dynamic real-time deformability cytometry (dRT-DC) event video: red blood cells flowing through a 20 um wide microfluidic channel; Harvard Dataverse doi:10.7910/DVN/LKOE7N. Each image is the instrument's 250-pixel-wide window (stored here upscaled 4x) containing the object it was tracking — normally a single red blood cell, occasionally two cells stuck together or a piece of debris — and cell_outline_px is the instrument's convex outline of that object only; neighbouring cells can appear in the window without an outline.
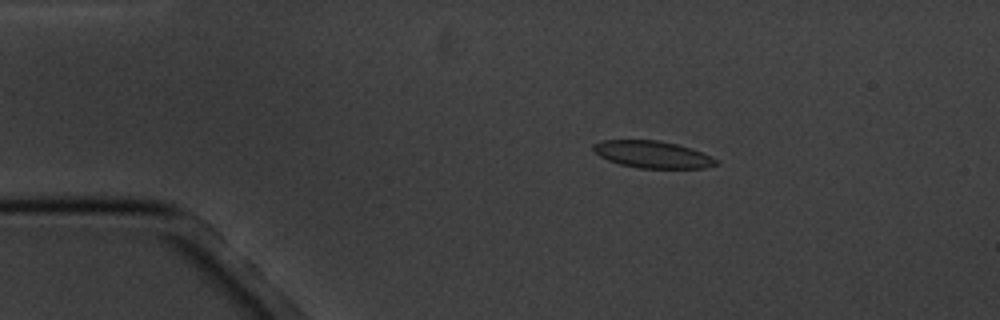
{"species": "common noctule bat (a hibernating species)", "species_latin": "Nyctalus noctula", "temperature_condition": "cold", "stored_images_in_passage": 8, "camera_frame_rate_fps": 3000, "um_per_image_px": 0.085, "animal": {"sex": "male", "body_mass_g": 20.1, "forearm_length_mm": 53.5}, "frame": {"image": 1, "passage_image": 2, "time_ms": 1.0, "image_size_px": [1000, 320], "cell_outline_px": [[720, 164], [704, 168], [640, 168], [620, 164], [608, 160], [600, 156], [592, 148], [592, 144], [604, 140], [656, 140], [676, 144], [700, 152], [716, 160]], "centroid_in_image_um": [55.43, 13.13], "position_along_channel_um": 29.6, "area_um2": 19.02}}
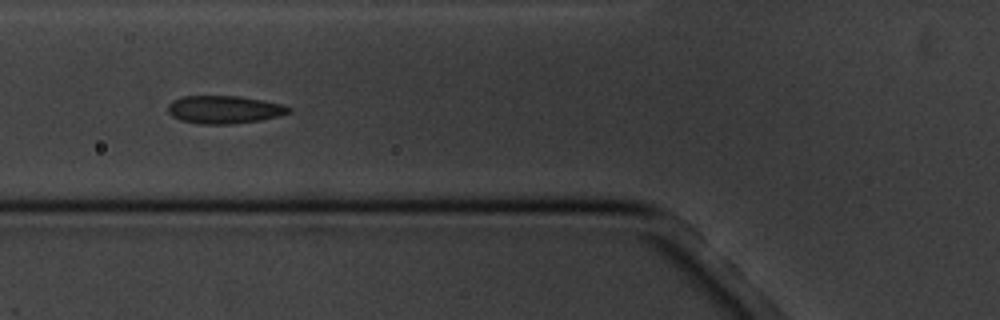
{"frame": {"image": 2, "passage_image": 5, "time_ms": 4.667, "image_size_px": [1000, 320], "cell_outline_px": [[292, 108], [288, 112], [280, 116], [260, 120], [232, 124], [200, 124], [180, 120], [172, 116], [168, 112], [168, 104], [172, 100], [184, 96], [236, 96], [284, 104]], "centroid_in_image_um": [19.04, 9.32], "position_along_channel_um": 106.8, "area_um2": 19.59}}
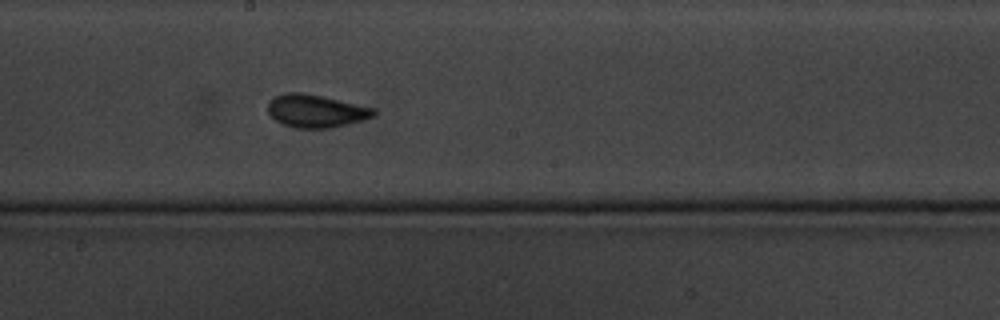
{"frame": {"image": 3, "passage_image": 8, "time_ms": 8.0, "image_size_px": [1000, 320], "cell_outline_px": [[376, 116], [332, 128], [296, 128], [284, 124], [276, 120], [268, 112], [268, 100], [284, 92], [300, 92], [324, 96], [376, 108]], "centroid_in_image_um": [26.87, 9.42], "position_along_channel_um": 221.3, "area_um2": 20.4}}